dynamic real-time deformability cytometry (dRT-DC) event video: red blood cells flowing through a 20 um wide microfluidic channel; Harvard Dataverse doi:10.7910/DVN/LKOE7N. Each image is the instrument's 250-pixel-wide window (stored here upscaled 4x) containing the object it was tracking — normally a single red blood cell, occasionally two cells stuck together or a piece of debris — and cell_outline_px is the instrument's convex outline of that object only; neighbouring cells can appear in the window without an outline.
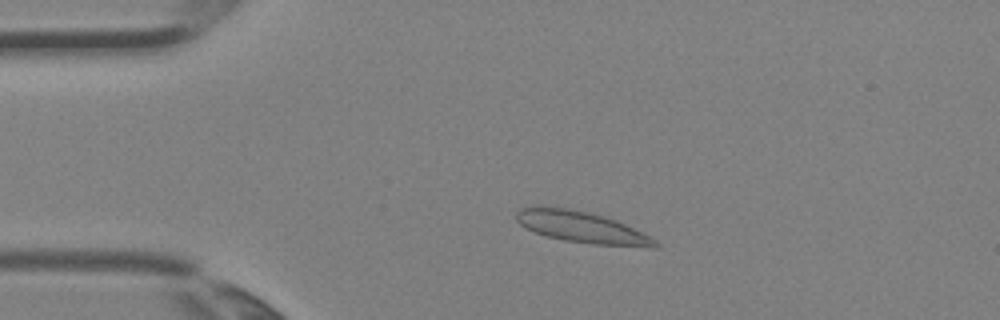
{"species": "Egyptian fruit bat (a non-hibernating species)", "species_latin": "Rousettus aegyptiacus", "temperature_condition": "room temperature", "stored_images_in_passage": 2, "camera_frame_rate_fps": 3000, "um_per_image_px": 0.085, "animal": {"sex": "female"}, "frame": {"image": 1, "passage_image": 1, "time_ms": 0.0, "image_size_px": [1000, 320], "cell_outline_px": [[660, 244], [656, 248], [652, 248], [592, 244], [564, 240], [548, 236], [536, 232], [520, 224], [516, 220], [516, 212], [520, 208], [536, 204], [568, 208], [588, 212], [616, 220], [656, 240]], "centroid_in_image_um": [49.41, 19.29], "position_along_channel_um": 35.6, "area_um2": 25.43}}